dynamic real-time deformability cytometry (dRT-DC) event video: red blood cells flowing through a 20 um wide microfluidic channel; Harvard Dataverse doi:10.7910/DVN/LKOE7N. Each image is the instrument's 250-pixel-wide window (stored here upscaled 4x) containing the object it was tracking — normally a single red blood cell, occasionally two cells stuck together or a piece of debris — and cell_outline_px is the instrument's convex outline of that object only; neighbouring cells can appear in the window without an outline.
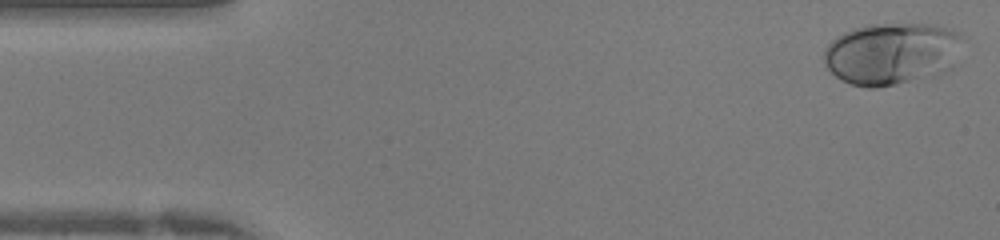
{"species": "human", "species_latin": "Homo sapiens", "temperature_condition": "warm", "stored_images_in_passage": 41, "camera_frame_rate_fps": 3000, "um_per_image_px": 0.085, "donor": {"sex": "female"}, "frame": {"image": 1, "passage_image": 1, "time_ms": 0.0, "image_size_px": [1000, 240], "cell_outline_px": [[960, 36], [952, 68], [940, 76], [876, 88], [868, 88], [852, 84], [836, 76], [828, 68], [824, 60], [824, 52], [828, 44], [836, 36], [852, 28], [872, 24], [936, 24], [952, 28], [960, 32]], "centroid_in_image_um": [75.81, 4.56], "position_along_channel_um": 9.2, "area_um2": 50.46}}
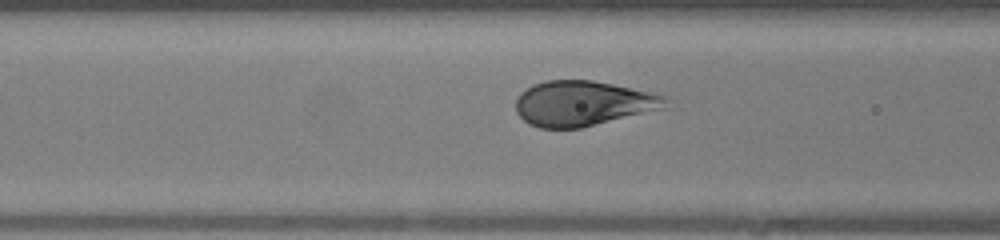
{"frame": {"image": 2, "passage_image": 15, "time_ms": 4.667, "image_size_px": [1000, 240], "cell_outline_px": [[668, 108], [580, 128], [540, 128], [528, 124], [516, 112], [516, 100], [520, 92], [532, 84], [548, 80], [592, 80], [612, 84], [668, 96]], "centroid_in_image_um": [49.56, 8.79], "position_along_channel_um": 117.0, "area_um2": 39.59}}
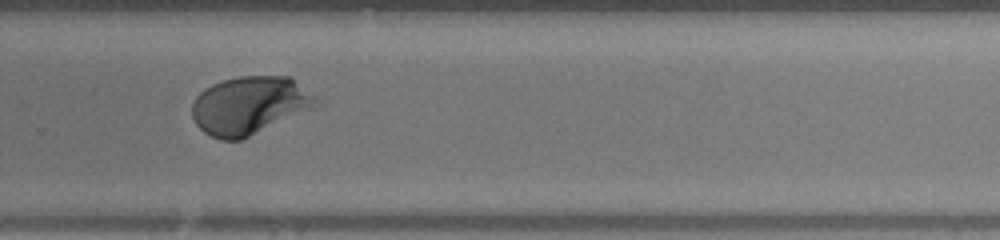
{"frame": {"image": 3, "passage_image": 27, "time_ms": 8.667, "image_size_px": [1000, 240], "cell_outline_px": [[320, 104], [316, 108], [240, 140], [220, 140], [204, 132], [196, 124], [192, 116], [192, 104], [196, 96], [204, 88], [212, 84], [224, 80], [240, 76], [292, 76]], "centroid_in_image_um": [21.2, 8.96], "position_along_channel_um": 308.6, "area_um2": 41.91}}